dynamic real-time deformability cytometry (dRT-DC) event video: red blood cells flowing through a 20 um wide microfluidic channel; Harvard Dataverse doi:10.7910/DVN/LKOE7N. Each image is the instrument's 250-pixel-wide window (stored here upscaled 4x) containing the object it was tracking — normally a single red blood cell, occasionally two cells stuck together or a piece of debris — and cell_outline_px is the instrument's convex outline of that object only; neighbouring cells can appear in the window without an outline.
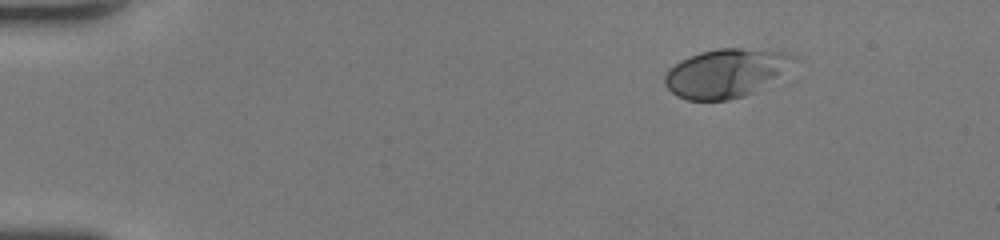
{"species": "human", "species_latin": "Homo sapiens", "temperature_condition": "room temperature", "stored_images_in_passage": 43, "camera_frame_rate_fps": 3000, "um_per_image_px": 0.085, "donor": {"sex": "female"}, "frame": {"image": 1, "passage_image": 1, "time_ms": 0.0, "image_size_px": [1000, 240], "cell_outline_px": [[796, 56], [772, 76], [752, 92], [744, 96], [728, 100], [688, 100], [676, 96], [664, 84], [664, 76], [668, 68], [680, 60], [700, 52], [716, 48], [740, 48], [788, 52]], "centroid_in_image_um": [61.51, 6.2], "position_along_channel_um": 23.5, "area_um2": 35.26}}
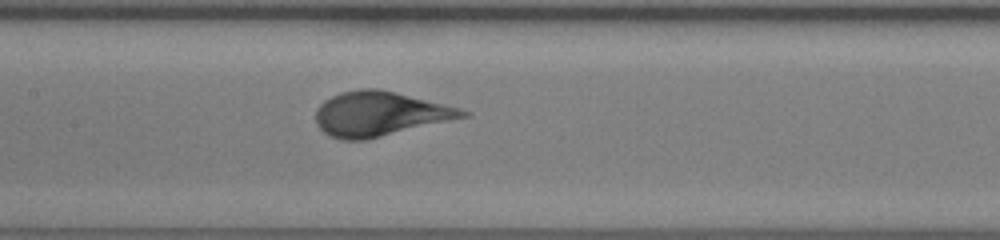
{"frame": {"image": 2, "passage_image": 19, "time_ms": 6.0, "image_size_px": [1000, 240], "cell_outline_px": [[472, 116], [364, 140], [340, 140], [324, 132], [316, 124], [316, 108], [324, 100], [340, 92], [360, 88], [380, 88], [460, 108], [472, 112]], "centroid_in_image_um": [32.3, 9.67], "position_along_channel_um": 175.1, "area_um2": 38.26}}
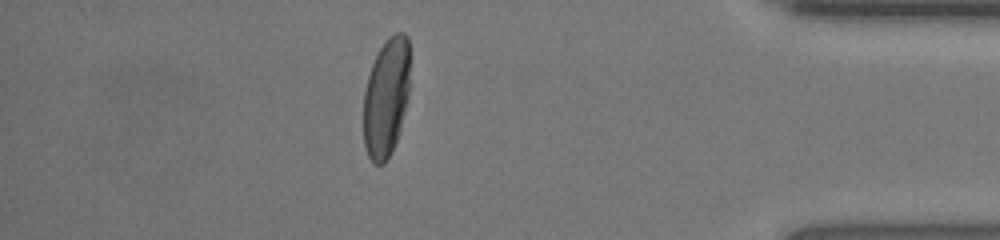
{"frame": {"image": 3, "passage_image": 37, "time_ms": 12.0, "image_size_px": [1000, 240], "cell_outline_px": [[408, 100], [400, 128], [396, 140], [384, 164], [372, 164], [368, 156], [364, 144], [364, 92], [368, 76], [372, 64], [380, 48], [396, 32], [404, 32], [408, 36]], "centroid_in_image_um": [32.82, 8.31], "position_along_channel_um": 402.4, "area_um2": 31.67}}